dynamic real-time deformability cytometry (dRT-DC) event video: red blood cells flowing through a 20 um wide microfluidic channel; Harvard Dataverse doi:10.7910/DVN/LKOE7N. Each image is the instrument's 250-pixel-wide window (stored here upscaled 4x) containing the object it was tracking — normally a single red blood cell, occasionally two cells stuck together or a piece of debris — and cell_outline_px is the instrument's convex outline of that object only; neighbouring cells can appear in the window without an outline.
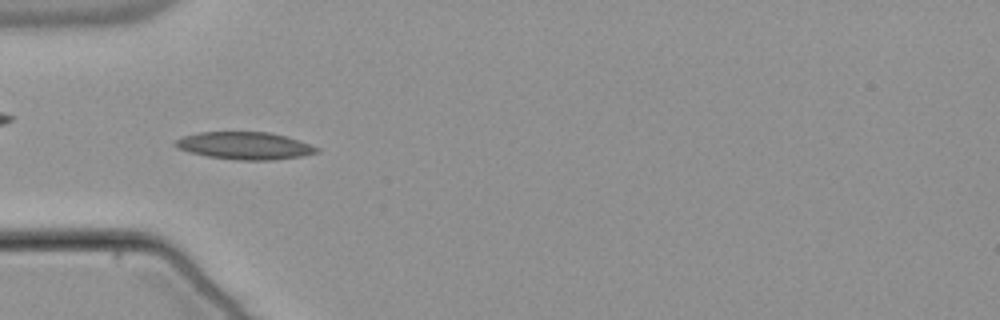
{"species": "common noctule bat (a hibernating species)", "species_latin": "Nyctalus noctula", "temperature_condition": "warm", "stored_images_in_passage": 43, "camera_frame_rate_fps": 3000, "um_per_image_px": 0.085, "animal": {"sex": "male", "body_mass_g": 21.5, "forearm_length_mm": 52.0}, "frame": {"image": 1, "passage_image": 6, "time_ms": 1.667, "image_size_px": [1000, 320], "cell_outline_px": [[320, 152], [304, 156], [272, 160], [236, 160], [208, 156], [188, 152], [176, 148], [172, 144], [176, 140], [184, 136], [200, 132], [272, 132], [320, 148]], "centroid_in_image_um": [20.79, 12.39], "position_along_channel_um": 64.2, "area_um2": 22.6}}
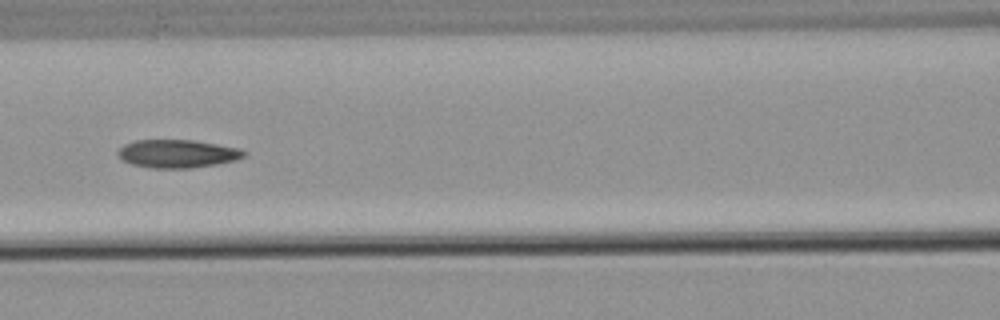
{"frame": {"image": 2, "passage_image": 13, "time_ms": 4.0, "image_size_px": [1000, 320], "cell_outline_px": [[248, 152], [244, 156], [236, 160], [216, 164], [192, 168], [152, 168], [132, 164], [124, 160], [116, 152], [124, 144], [136, 140], [196, 140], [240, 148]], "centroid_in_image_um": [15.12, 13.06], "position_along_channel_um": 151.5, "area_um2": 20.69}}
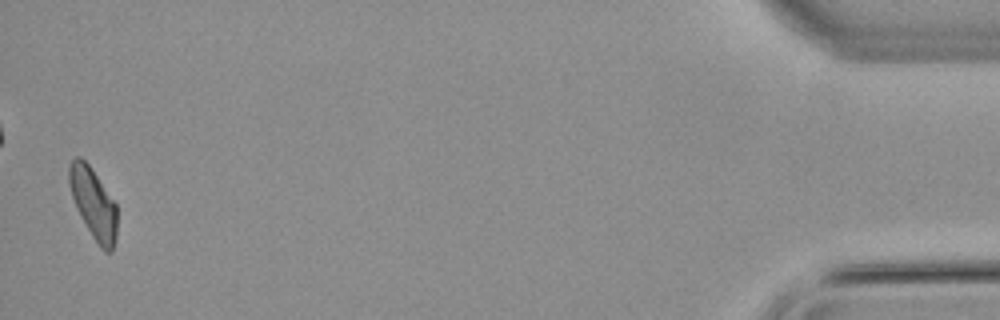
{"frame": {"image": 3, "passage_image": 42, "time_ms": 13.667, "image_size_px": [1000, 320], "cell_outline_px": [[116, 240], [112, 252], [104, 252], [100, 248], [92, 236], [80, 216], [76, 208], [68, 184], [68, 164], [76, 156], [80, 156], [92, 168], [116, 204]], "centroid_in_image_um": [7.92, 17.29], "position_along_channel_um": 427.3, "area_um2": 19.88}, "authors_computed_cell_mechanics": {"area_um2": 20.519, "velocity_mm_per_s": 3.7979, "shape_relaxation_time_tau1_ms": null, "shape_relaxation_time_tau2_ms": 5.6066, "deformation_change_tau1": null, "deformation_change_tau2": 0.1251}}